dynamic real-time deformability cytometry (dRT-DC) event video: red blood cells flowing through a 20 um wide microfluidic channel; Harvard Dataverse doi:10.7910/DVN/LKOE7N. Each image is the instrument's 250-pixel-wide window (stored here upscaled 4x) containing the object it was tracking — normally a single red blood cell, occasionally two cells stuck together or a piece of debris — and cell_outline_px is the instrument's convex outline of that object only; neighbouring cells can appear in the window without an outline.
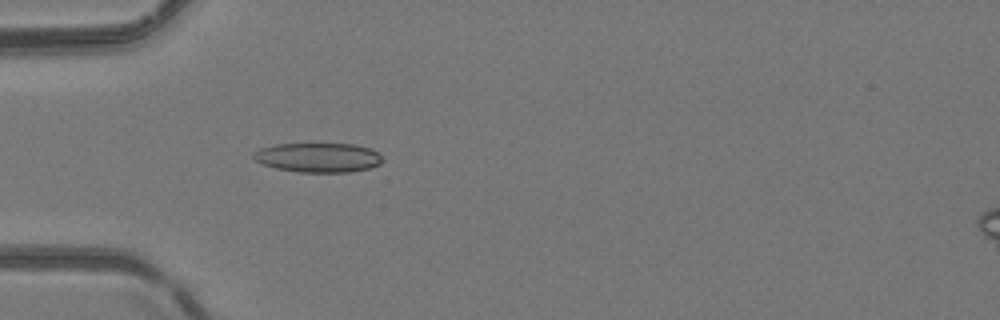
{"species": "common noctule bat (a hibernating species)", "species_latin": "Nyctalus noctula", "temperature_condition": "room temperature", "stored_images_in_passage": 51, "camera_frame_rate_fps": 3000, "um_per_image_px": 0.085, "animal": {"sex": "female", "body_mass_g": 24.6, "forearm_length_mm": 56.2}, "frame": {"image": 1, "passage_image": 17, "time_ms": 5.333, "image_size_px": [1000, 320], "cell_outline_px": [[384, 160], [380, 164], [368, 168], [352, 172], [300, 172], [276, 168], [260, 164], [252, 156], [252, 152], [260, 148], [276, 144], [356, 144], [372, 148]], "centroid_in_image_um": [27.04, 13.39], "position_along_channel_um": 58.0, "area_um2": 22.25}}
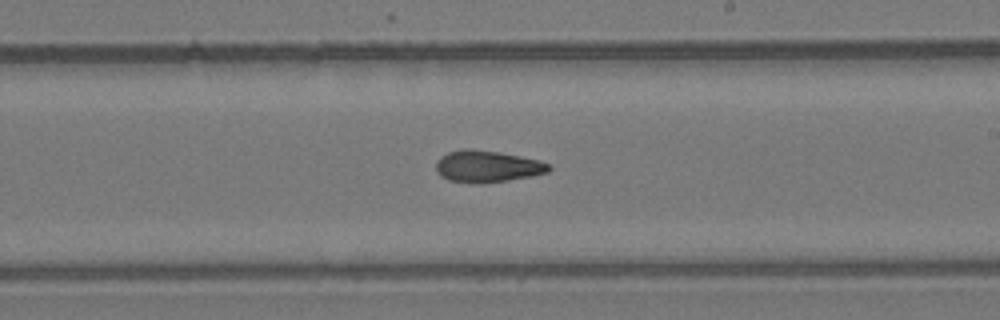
{"frame": {"image": 2, "passage_image": 31, "time_ms": 10.0, "image_size_px": [1000, 320], "cell_outline_px": [[552, 168], [548, 172], [532, 176], [508, 180], [480, 184], [476, 184], [448, 180], [440, 176], [436, 172], [436, 160], [440, 156], [448, 152], [464, 148], [472, 148], [500, 152], [540, 160], [548, 164]], "centroid_in_image_um": [41.38, 14.14], "position_along_channel_um": 247.6, "area_um2": 21.21}}
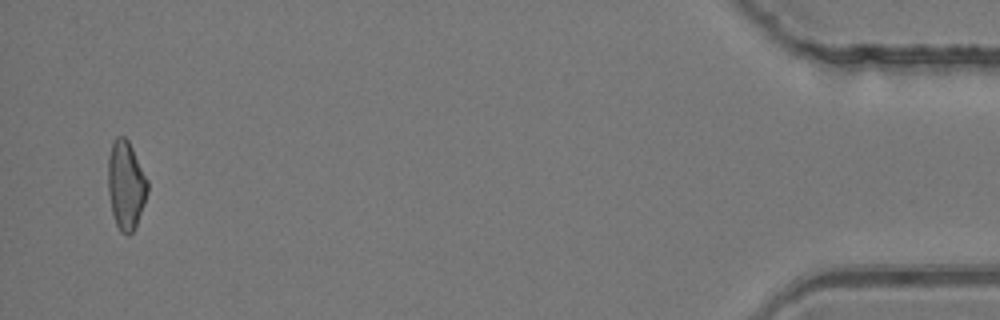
{"frame": {"image": 3, "passage_image": 50, "time_ms": 16.333, "image_size_px": [1000, 320], "cell_outline_px": [[148, 192], [136, 228], [128, 236], [120, 232], [116, 224], [112, 212], [108, 192], [108, 156], [112, 144], [116, 136], [124, 136], [128, 140], [148, 180]], "centroid_in_image_um": [10.7, 15.76], "position_along_channel_um": 424.5, "area_um2": 20.52}, "authors_computed_cell_mechanics": {"area_um2": 20.8658, "velocity_mm_per_s": 4.1791, "shape_relaxation_time_tau1_ms": null, "shape_relaxation_time_tau2_ms": 3.8559, "deformation_change_tau1": null, "deformation_change_tau2": 0.1215}}